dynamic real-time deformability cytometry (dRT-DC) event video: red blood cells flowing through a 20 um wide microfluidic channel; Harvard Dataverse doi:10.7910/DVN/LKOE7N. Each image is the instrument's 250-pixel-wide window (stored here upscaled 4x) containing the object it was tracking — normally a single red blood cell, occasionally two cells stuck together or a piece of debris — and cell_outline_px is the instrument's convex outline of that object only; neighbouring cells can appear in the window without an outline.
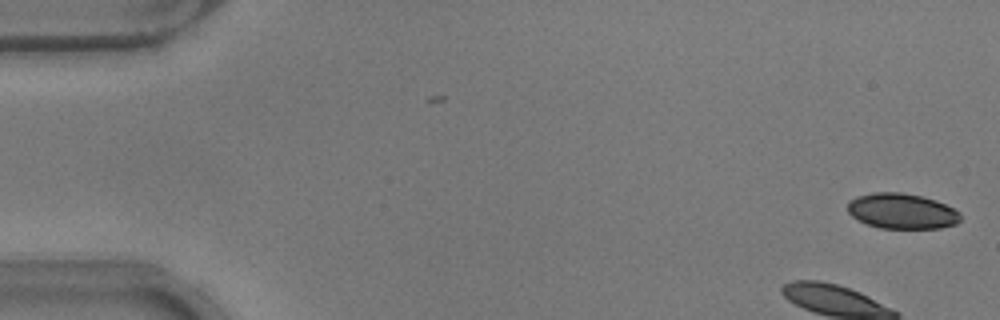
{"species": "common noctule bat (a hibernating species)", "species_latin": "Nyctalus noctula", "temperature_condition": "warm", "stored_images_in_passage": 52, "camera_frame_rate_fps": 3000, "um_per_image_px": 0.085, "animal": {"sex": "male", "body_mass_g": 17.9}, "frame": {"image": 1, "passage_image": 1, "time_ms": 0.0, "image_size_px": [1000, 320], "cell_outline_px": [[960, 220], [956, 224], [940, 228], [880, 228], [868, 224], [852, 216], [848, 212], [848, 200], [856, 196], [872, 192], [900, 192], [920, 196], [936, 200], [960, 212]], "centroid_in_image_um": [76.64, 17.94], "position_along_channel_um": 8.4, "area_um2": 23.24}}
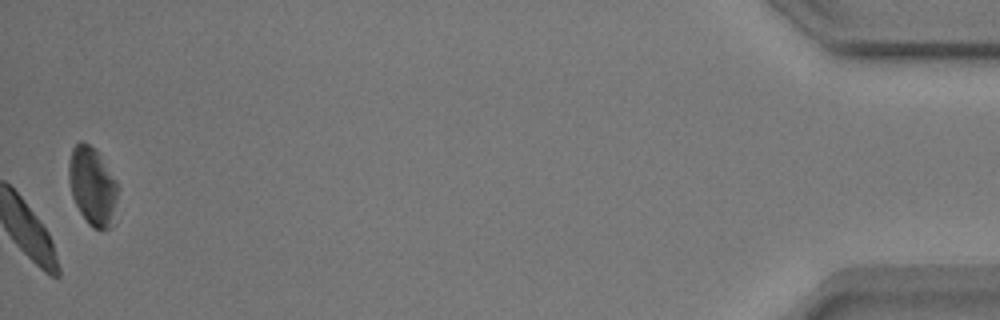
{"frame": {"image": 2, "passage_image": 52, "time_ms": 17.0, "image_size_px": [1000, 320], "cell_outline_px": [[120, 188], [112, 228], [92, 228], [88, 224], [80, 212], [72, 196], [68, 180], [68, 164], [72, 148], [80, 140], [84, 140], [96, 148], [116, 180]], "centroid_in_image_um": [7.88, 15.79], "position_along_channel_um": 427.3, "area_um2": 22.95}, "authors_computed_cell_mechanics": {"area_um2": 21.6172, "velocity_mm_per_s": 3.7592, "shape_relaxation_time_tau1_ms": 2.1893, "shape_relaxation_time_tau2_ms": 7.0461, "deformation_change_tau1": 0.1443, "deformation_change_tau2": 0.1467}}